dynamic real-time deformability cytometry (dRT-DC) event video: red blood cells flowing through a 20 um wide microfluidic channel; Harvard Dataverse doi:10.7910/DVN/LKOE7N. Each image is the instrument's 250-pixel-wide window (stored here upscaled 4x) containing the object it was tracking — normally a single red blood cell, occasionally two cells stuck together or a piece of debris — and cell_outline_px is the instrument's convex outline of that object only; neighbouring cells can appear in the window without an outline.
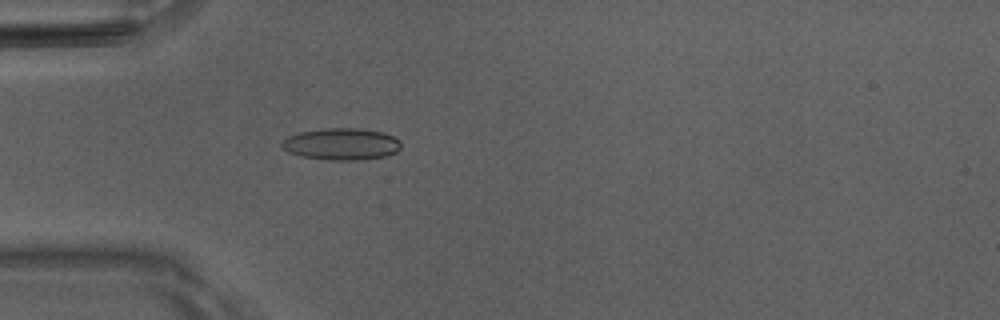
{"species": "Egyptian fruit bat (a non-hibernating species)", "species_latin": "Rousettus aegyptiacus", "temperature_condition": "room temperature", "stored_images_in_passage": 51, "camera_frame_rate_fps": 3000, "um_per_image_px": 0.085, "animal": {"sex": "male"}, "frame": {"image": 1, "passage_image": 16, "time_ms": 5.0, "image_size_px": [1000, 320], "cell_outline_px": [[400, 148], [396, 152], [384, 156], [360, 160], [328, 160], [304, 156], [288, 152], [280, 144], [288, 136], [300, 132], [324, 128], [360, 128], [380, 132], [392, 136], [400, 140]], "centroid_in_image_um": [29.03, 12.24], "position_along_channel_um": 56.0, "area_um2": 21.91}}
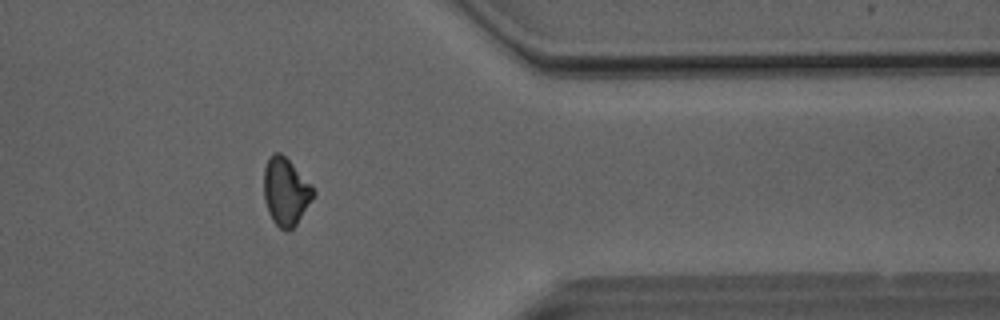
{"frame": {"image": 2, "passage_image": 42, "time_ms": 13.667, "image_size_px": [1000, 320], "cell_outline_px": [[316, 192], [296, 224], [288, 232], [280, 228], [272, 220], [268, 212], [264, 200], [264, 168], [272, 152], [280, 152], [312, 184]], "centroid_in_image_um": [24.28, 16.28], "position_along_channel_um": 387.1, "area_um2": 19.36}}
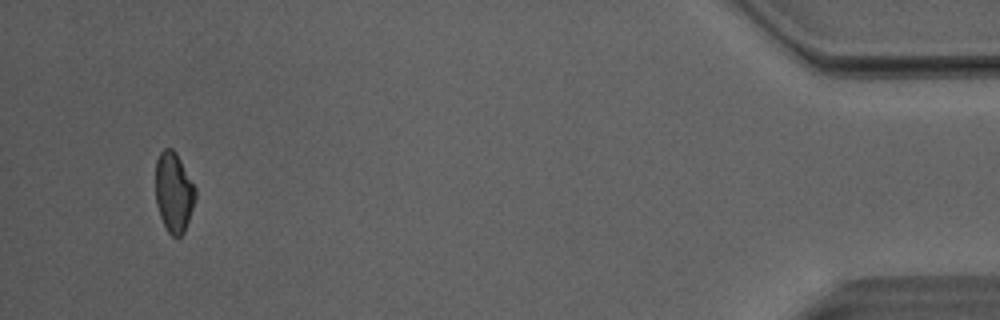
{"frame": {"image": 3, "passage_image": 49, "time_ms": 16.0, "image_size_px": [1000, 320], "cell_outline_px": [[196, 196], [184, 232], [176, 240], [168, 232], [160, 216], [156, 204], [156, 160], [160, 152], [164, 148], [172, 148], [176, 152], [196, 188]], "centroid_in_image_um": [14.77, 16.34], "position_along_channel_um": 420.4, "area_um2": 18.55}, "authors_computed_cell_mechanics": {"area_um2": 19.7676, "velocity_mm_per_s": 4.0751, "shape_relaxation_time_tau1_ms": null, "shape_relaxation_time_tau2_ms": 4.2478, "deformation_change_tau1": null, "deformation_change_tau2": 0.0984}}